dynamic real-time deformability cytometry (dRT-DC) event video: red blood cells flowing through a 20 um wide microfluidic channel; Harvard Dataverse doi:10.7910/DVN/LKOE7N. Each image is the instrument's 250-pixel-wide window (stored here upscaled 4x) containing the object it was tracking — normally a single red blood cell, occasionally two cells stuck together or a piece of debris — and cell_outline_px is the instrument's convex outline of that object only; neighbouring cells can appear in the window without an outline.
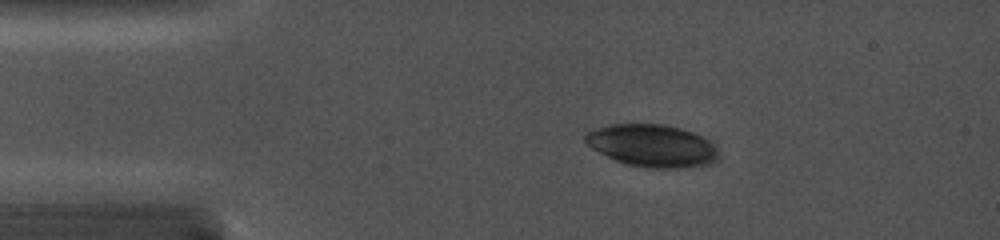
{"species": "common noctule bat (a hibernating species)", "species_latin": "Nyctalus noctula", "temperature_condition": "cold", "stored_images_in_passage": 6, "camera_frame_rate_fps": 5000, "um_per_image_px": 0.085, "animal": {"sex": "female", "body_mass_g": 19.0, "forearm_length_mm": 56.7}, "frame": {"image": 1, "passage_image": 4, "time_ms": 2.2, "image_size_px": [1000, 240], "cell_outline_px": [[720, 160], [708, 164], [676, 168], [652, 168], [628, 164], [616, 160], [592, 148], [584, 140], [584, 136], [588, 132], [596, 128], [608, 124], [664, 124], [680, 128], [692, 132], [708, 140], [720, 152]], "centroid_in_image_um": [55.46, 12.37], "position_along_channel_um": 29.5, "area_um2": 32.71}}